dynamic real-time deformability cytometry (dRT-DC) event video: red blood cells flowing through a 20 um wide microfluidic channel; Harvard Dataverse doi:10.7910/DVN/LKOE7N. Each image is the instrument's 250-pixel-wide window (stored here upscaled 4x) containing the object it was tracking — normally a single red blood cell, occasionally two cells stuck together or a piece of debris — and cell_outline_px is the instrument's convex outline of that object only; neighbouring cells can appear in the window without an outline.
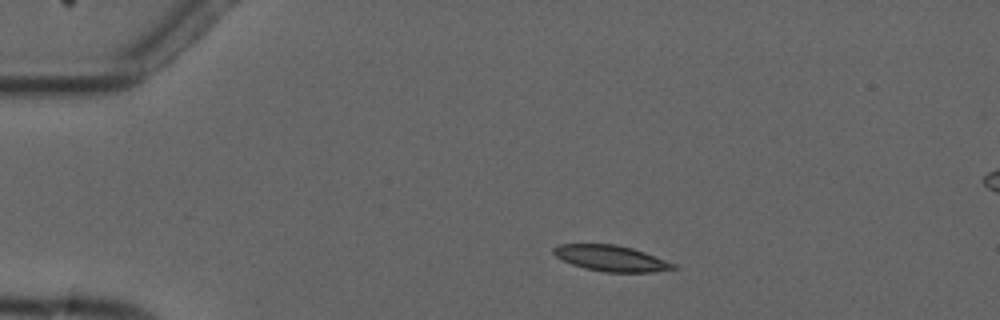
{"species": "common noctule bat (a hibernating species)", "species_latin": "Nyctalus noctula", "temperature_condition": "cold", "stored_images_in_passage": 5, "camera_frame_rate_fps": 3000, "um_per_image_px": 0.085, "animal": {"sex": "male", "forearm_length_mm": 52.5}, "frame": {"image": 1, "passage_image": 2, "time_ms": 1.333, "image_size_px": [1000, 320], "cell_outline_px": [[680, 268], [652, 272], [604, 272], [584, 268], [572, 264], [556, 256], [552, 252], [552, 248], [560, 244], [616, 244], [632, 248], [644, 252], [676, 264]], "centroid_in_image_um": [51.96, 21.96], "position_along_channel_um": 33.0, "area_um2": 18.03}}
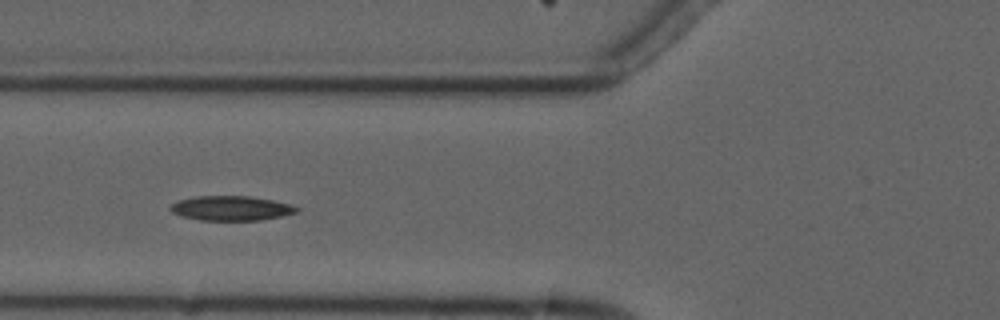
{"frame": {"image": 2, "passage_image": 5, "time_ms": 4.667, "image_size_px": [1000, 320], "cell_outline_px": [[300, 212], [260, 220], [200, 220], [180, 216], [172, 212], [168, 208], [172, 204], [180, 200], [196, 196], [248, 196], [272, 200], [292, 204], [300, 208]], "centroid_in_image_um": [19.67, 17.7], "position_along_channel_um": 106.1, "area_um2": 18.15}}